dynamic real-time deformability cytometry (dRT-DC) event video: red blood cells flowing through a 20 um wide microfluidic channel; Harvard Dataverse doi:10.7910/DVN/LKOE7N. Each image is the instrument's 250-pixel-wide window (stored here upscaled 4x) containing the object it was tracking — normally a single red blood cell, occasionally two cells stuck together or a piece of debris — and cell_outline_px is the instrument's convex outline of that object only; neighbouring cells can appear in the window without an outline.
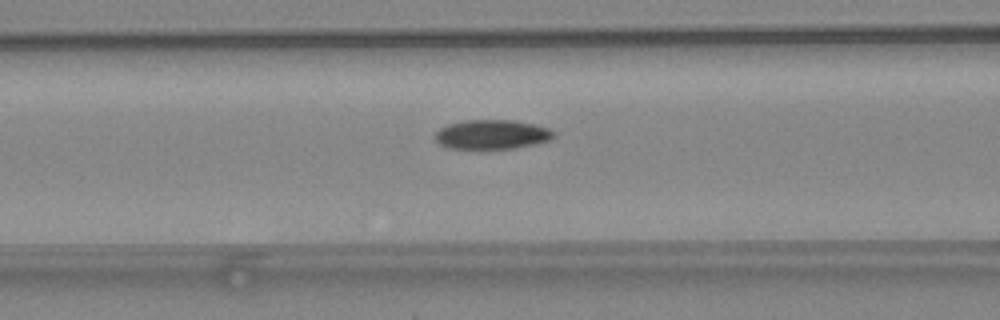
{"species": "common noctule bat (a hibernating species)", "species_latin": "Nyctalus noctula", "temperature_condition": "warm", "stored_images_in_passage": 24, "camera_frame_rate_fps": 3000, "um_per_image_px": 0.085, "animal": {"sex": "female", "body_mass_g": 24.6, "forearm_length_mm": 56.2}, "frame": {"image": 1, "passage_image": 11, "time_ms": 3.333, "image_size_px": [1000, 320], "cell_outline_px": [[556, 136], [548, 140], [536, 144], [516, 148], [448, 148], [440, 144], [436, 140], [436, 132], [440, 128], [448, 124], [464, 120], [512, 120], [532, 124], [548, 128], [556, 132]], "centroid_in_image_um": [41.83, 11.42], "position_along_channel_um": 124.8, "area_um2": 20.17}}
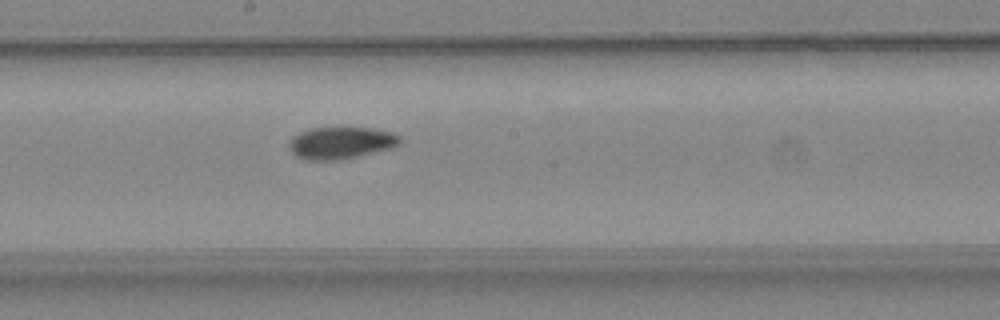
{"frame": {"image": 2, "passage_image": 18, "time_ms": 5.667, "image_size_px": [1000, 320], "cell_outline_px": [[400, 144], [392, 148], [340, 160], [304, 160], [296, 156], [288, 148], [288, 140], [300, 132], [308, 128], [340, 124], [372, 128], [392, 132], [400, 136]], "centroid_in_image_um": [28.94, 12.09], "position_along_channel_um": 219.3, "area_um2": 21.73}}
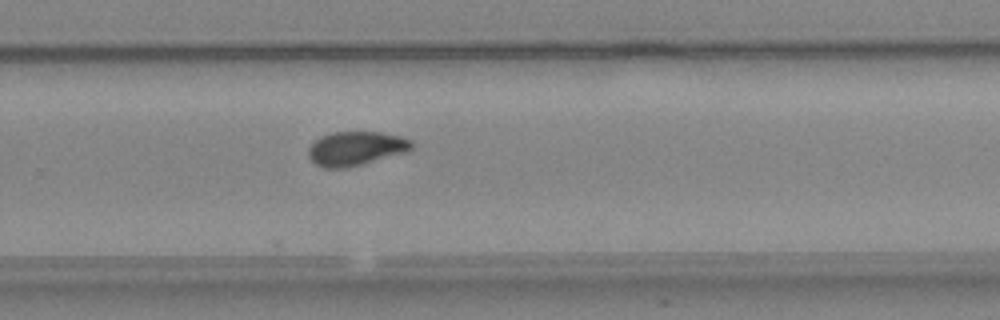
{"frame": {"image": 3, "passage_image": 24, "time_ms": 7.667, "image_size_px": [1000, 320], "cell_outline_px": [[412, 148], [408, 152], [364, 164], [344, 168], [324, 168], [316, 164], [308, 156], [308, 148], [320, 136], [332, 132], [380, 132], [400, 136], [412, 140]], "centroid_in_image_um": [30.26, 12.62], "position_along_channel_um": 299.5, "area_um2": 20.63}}